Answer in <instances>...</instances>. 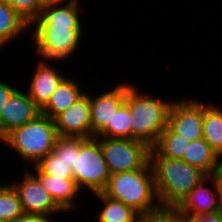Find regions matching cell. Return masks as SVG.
Listing matches in <instances>:
<instances>
[{
	"instance_id": "1",
	"label": "cell",
	"mask_w": 222,
	"mask_h": 222,
	"mask_svg": "<svg viewBox=\"0 0 222 222\" xmlns=\"http://www.w3.org/2000/svg\"><path fill=\"white\" fill-rule=\"evenodd\" d=\"M155 189L162 208L174 209L208 175L182 159L150 156Z\"/></svg>"
},
{
	"instance_id": "2",
	"label": "cell",
	"mask_w": 222,
	"mask_h": 222,
	"mask_svg": "<svg viewBox=\"0 0 222 222\" xmlns=\"http://www.w3.org/2000/svg\"><path fill=\"white\" fill-rule=\"evenodd\" d=\"M136 85L126 83L125 104L130 110L132 139L153 147L167 127L172 100H162L152 93L139 91Z\"/></svg>"
},
{
	"instance_id": "3",
	"label": "cell",
	"mask_w": 222,
	"mask_h": 222,
	"mask_svg": "<svg viewBox=\"0 0 222 222\" xmlns=\"http://www.w3.org/2000/svg\"><path fill=\"white\" fill-rule=\"evenodd\" d=\"M103 193L132 207L140 215L161 209L150 162L139 170L110 174Z\"/></svg>"
},
{
	"instance_id": "4",
	"label": "cell",
	"mask_w": 222,
	"mask_h": 222,
	"mask_svg": "<svg viewBox=\"0 0 222 222\" xmlns=\"http://www.w3.org/2000/svg\"><path fill=\"white\" fill-rule=\"evenodd\" d=\"M58 137L54 119L39 114L29 123L13 129L0 142L33 166L53 151Z\"/></svg>"
},
{
	"instance_id": "5",
	"label": "cell",
	"mask_w": 222,
	"mask_h": 222,
	"mask_svg": "<svg viewBox=\"0 0 222 222\" xmlns=\"http://www.w3.org/2000/svg\"><path fill=\"white\" fill-rule=\"evenodd\" d=\"M85 27H30L36 54L43 60L65 61L76 55ZM79 47V48H78ZM68 58V59H67Z\"/></svg>"
},
{
	"instance_id": "6",
	"label": "cell",
	"mask_w": 222,
	"mask_h": 222,
	"mask_svg": "<svg viewBox=\"0 0 222 222\" xmlns=\"http://www.w3.org/2000/svg\"><path fill=\"white\" fill-rule=\"evenodd\" d=\"M72 169L75 182L81 191L86 189L96 194L106 188L110 173L99 142L95 138H81L80 151Z\"/></svg>"
},
{
	"instance_id": "7",
	"label": "cell",
	"mask_w": 222,
	"mask_h": 222,
	"mask_svg": "<svg viewBox=\"0 0 222 222\" xmlns=\"http://www.w3.org/2000/svg\"><path fill=\"white\" fill-rule=\"evenodd\" d=\"M100 144L110 174L143 169L150 162L146 143L136 139L94 137Z\"/></svg>"
},
{
	"instance_id": "8",
	"label": "cell",
	"mask_w": 222,
	"mask_h": 222,
	"mask_svg": "<svg viewBox=\"0 0 222 222\" xmlns=\"http://www.w3.org/2000/svg\"><path fill=\"white\" fill-rule=\"evenodd\" d=\"M22 179L10 184L17 191L23 213L53 216L65 213L52 199L49 192L42 186L39 179L28 169L24 171Z\"/></svg>"
},
{
	"instance_id": "9",
	"label": "cell",
	"mask_w": 222,
	"mask_h": 222,
	"mask_svg": "<svg viewBox=\"0 0 222 222\" xmlns=\"http://www.w3.org/2000/svg\"><path fill=\"white\" fill-rule=\"evenodd\" d=\"M175 100V101H174ZM170 107L167 127L190 141L203 138V102L198 98L176 99Z\"/></svg>"
},
{
	"instance_id": "10",
	"label": "cell",
	"mask_w": 222,
	"mask_h": 222,
	"mask_svg": "<svg viewBox=\"0 0 222 222\" xmlns=\"http://www.w3.org/2000/svg\"><path fill=\"white\" fill-rule=\"evenodd\" d=\"M174 209L181 217H194L221 211L222 196L214 177L208 175Z\"/></svg>"
},
{
	"instance_id": "11",
	"label": "cell",
	"mask_w": 222,
	"mask_h": 222,
	"mask_svg": "<svg viewBox=\"0 0 222 222\" xmlns=\"http://www.w3.org/2000/svg\"><path fill=\"white\" fill-rule=\"evenodd\" d=\"M90 96L91 138L98 136L108 125L117 109L125 102L126 83L117 84L111 90H105Z\"/></svg>"
},
{
	"instance_id": "12",
	"label": "cell",
	"mask_w": 222,
	"mask_h": 222,
	"mask_svg": "<svg viewBox=\"0 0 222 222\" xmlns=\"http://www.w3.org/2000/svg\"><path fill=\"white\" fill-rule=\"evenodd\" d=\"M41 109L27 91L18 88L7 100L0 113V141L13 129L34 120Z\"/></svg>"
},
{
	"instance_id": "13",
	"label": "cell",
	"mask_w": 222,
	"mask_h": 222,
	"mask_svg": "<svg viewBox=\"0 0 222 222\" xmlns=\"http://www.w3.org/2000/svg\"><path fill=\"white\" fill-rule=\"evenodd\" d=\"M90 95L86 91L75 104L54 118L59 136L91 138Z\"/></svg>"
},
{
	"instance_id": "14",
	"label": "cell",
	"mask_w": 222,
	"mask_h": 222,
	"mask_svg": "<svg viewBox=\"0 0 222 222\" xmlns=\"http://www.w3.org/2000/svg\"><path fill=\"white\" fill-rule=\"evenodd\" d=\"M48 62L43 59L38 61L26 89L29 97L40 109L47 104L60 82L66 77L64 73L57 70L56 65L53 66L52 62L56 63V61Z\"/></svg>"
},
{
	"instance_id": "15",
	"label": "cell",
	"mask_w": 222,
	"mask_h": 222,
	"mask_svg": "<svg viewBox=\"0 0 222 222\" xmlns=\"http://www.w3.org/2000/svg\"><path fill=\"white\" fill-rule=\"evenodd\" d=\"M31 167L33 169L30 171L39 179L42 186L46 188L55 203L65 213L77 209L76 200L82 191L74 179L54 178L44 174L36 165Z\"/></svg>"
},
{
	"instance_id": "16",
	"label": "cell",
	"mask_w": 222,
	"mask_h": 222,
	"mask_svg": "<svg viewBox=\"0 0 222 222\" xmlns=\"http://www.w3.org/2000/svg\"><path fill=\"white\" fill-rule=\"evenodd\" d=\"M80 5L44 4L40 16L30 27H83Z\"/></svg>"
},
{
	"instance_id": "17",
	"label": "cell",
	"mask_w": 222,
	"mask_h": 222,
	"mask_svg": "<svg viewBox=\"0 0 222 222\" xmlns=\"http://www.w3.org/2000/svg\"><path fill=\"white\" fill-rule=\"evenodd\" d=\"M83 88L71 76L65 77L51 95L50 100L41 109V114L54 119L86 94V90L83 91Z\"/></svg>"
},
{
	"instance_id": "18",
	"label": "cell",
	"mask_w": 222,
	"mask_h": 222,
	"mask_svg": "<svg viewBox=\"0 0 222 222\" xmlns=\"http://www.w3.org/2000/svg\"><path fill=\"white\" fill-rule=\"evenodd\" d=\"M27 31V32H26ZM30 31L28 22L6 1L0 0V50L9 42L19 39ZM19 36V37H18Z\"/></svg>"
},
{
	"instance_id": "19",
	"label": "cell",
	"mask_w": 222,
	"mask_h": 222,
	"mask_svg": "<svg viewBox=\"0 0 222 222\" xmlns=\"http://www.w3.org/2000/svg\"><path fill=\"white\" fill-rule=\"evenodd\" d=\"M219 105V106H218ZM203 103V139L222 157V104Z\"/></svg>"
},
{
	"instance_id": "20",
	"label": "cell",
	"mask_w": 222,
	"mask_h": 222,
	"mask_svg": "<svg viewBox=\"0 0 222 222\" xmlns=\"http://www.w3.org/2000/svg\"><path fill=\"white\" fill-rule=\"evenodd\" d=\"M182 160L201 169L207 175H213L214 170L220 161V157L202 138L191 141L190 144L187 145Z\"/></svg>"
},
{
	"instance_id": "21",
	"label": "cell",
	"mask_w": 222,
	"mask_h": 222,
	"mask_svg": "<svg viewBox=\"0 0 222 222\" xmlns=\"http://www.w3.org/2000/svg\"><path fill=\"white\" fill-rule=\"evenodd\" d=\"M102 203L96 215L97 222H137L140 214L132 207L106 196L103 192L94 194Z\"/></svg>"
},
{
	"instance_id": "22",
	"label": "cell",
	"mask_w": 222,
	"mask_h": 222,
	"mask_svg": "<svg viewBox=\"0 0 222 222\" xmlns=\"http://www.w3.org/2000/svg\"><path fill=\"white\" fill-rule=\"evenodd\" d=\"M190 140L173 133L168 127L161 133L151 148L150 156H163L169 159H182Z\"/></svg>"
},
{
	"instance_id": "23",
	"label": "cell",
	"mask_w": 222,
	"mask_h": 222,
	"mask_svg": "<svg viewBox=\"0 0 222 222\" xmlns=\"http://www.w3.org/2000/svg\"><path fill=\"white\" fill-rule=\"evenodd\" d=\"M0 183V220L14 222L23 214L17 191L10 184Z\"/></svg>"
},
{
	"instance_id": "24",
	"label": "cell",
	"mask_w": 222,
	"mask_h": 222,
	"mask_svg": "<svg viewBox=\"0 0 222 222\" xmlns=\"http://www.w3.org/2000/svg\"><path fill=\"white\" fill-rule=\"evenodd\" d=\"M96 137L132 139L130 110L125 103H123L115 112L114 117L112 118V125H108Z\"/></svg>"
},
{
	"instance_id": "25",
	"label": "cell",
	"mask_w": 222,
	"mask_h": 222,
	"mask_svg": "<svg viewBox=\"0 0 222 222\" xmlns=\"http://www.w3.org/2000/svg\"><path fill=\"white\" fill-rule=\"evenodd\" d=\"M44 174L54 178L74 179L72 169L54 151L35 164Z\"/></svg>"
},
{
	"instance_id": "26",
	"label": "cell",
	"mask_w": 222,
	"mask_h": 222,
	"mask_svg": "<svg viewBox=\"0 0 222 222\" xmlns=\"http://www.w3.org/2000/svg\"><path fill=\"white\" fill-rule=\"evenodd\" d=\"M80 139V137L59 136L53 149L71 169L75 165L76 153L80 151Z\"/></svg>"
},
{
	"instance_id": "27",
	"label": "cell",
	"mask_w": 222,
	"mask_h": 222,
	"mask_svg": "<svg viewBox=\"0 0 222 222\" xmlns=\"http://www.w3.org/2000/svg\"><path fill=\"white\" fill-rule=\"evenodd\" d=\"M19 15H21L29 25H31L41 13L44 3L41 0H4Z\"/></svg>"
},
{
	"instance_id": "28",
	"label": "cell",
	"mask_w": 222,
	"mask_h": 222,
	"mask_svg": "<svg viewBox=\"0 0 222 222\" xmlns=\"http://www.w3.org/2000/svg\"><path fill=\"white\" fill-rule=\"evenodd\" d=\"M137 222H176V210L161 208L156 212L140 215Z\"/></svg>"
},
{
	"instance_id": "29",
	"label": "cell",
	"mask_w": 222,
	"mask_h": 222,
	"mask_svg": "<svg viewBox=\"0 0 222 222\" xmlns=\"http://www.w3.org/2000/svg\"><path fill=\"white\" fill-rule=\"evenodd\" d=\"M15 87V85H11L10 83H8V81L4 82L3 79L2 81L0 79V113L9 97L18 89V87Z\"/></svg>"
},
{
	"instance_id": "30",
	"label": "cell",
	"mask_w": 222,
	"mask_h": 222,
	"mask_svg": "<svg viewBox=\"0 0 222 222\" xmlns=\"http://www.w3.org/2000/svg\"><path fill=\"white\" fill-rule=\"evenodd\" d=\"M54 219V216L23 213L14 222H56Z\"/></svg>"
},
{
	"instance_id": "31",
	"label": "cell",
	"mask_w": 222,
	"mask_h": 222,
	"mask_svg": "<svg viewBox=\"0 0 222 222\" xmlns=\"http://www.w3.org/2000/svg\"><path fill=\"white\" fill-rule=\"evenodd\" d=\"M190 222H222V210L216 213L201 214L194 217H184Z\"/></svg>"
},
{
	"instance_id": "32",
	"label": "cell",
	"mask_w": 222,
	"mask_h": 222,
	"mask_svg": "<svg viewBox=\"0 0 222 222\" xmlns=\"http://www.w3.org/2000/svg\"><path fill=\"white\" fill-rule=\"evenodd\" d=\"M212 176L216 180L218 190L220 191L221 196H222V158H220V161L217 167L215 168Z\"/></svg>"
},
{
	"instance_id": "33",
	"label": "cell",
	"mask_w": 222,
	"mask_h": 222,
	"mask_svg": "<svg viewBox=\"0 0 222 222\" xmlns=\"http://www.w3.org/2000/svg\"><path fill=\"white\" fill-rule=\"evenodd\" d=\"M44 4H72L80 5V0H41Z\"/></svg>"
},
{
	"instance_id": "34",
	"label": "cell",
	"mask_w": 222,
	"mask_h": 222,
	"mask_svg": "<svg viewBox=\"0 0 222 222\" xmlns=\"http://www.w3.org/2000/svg\"><path fill=\"white\" fill-rule=\"evenodd\" d=\"M176 222H190L187 218L181 217L176 211Z\"/></svg>"
}]
</instances>
